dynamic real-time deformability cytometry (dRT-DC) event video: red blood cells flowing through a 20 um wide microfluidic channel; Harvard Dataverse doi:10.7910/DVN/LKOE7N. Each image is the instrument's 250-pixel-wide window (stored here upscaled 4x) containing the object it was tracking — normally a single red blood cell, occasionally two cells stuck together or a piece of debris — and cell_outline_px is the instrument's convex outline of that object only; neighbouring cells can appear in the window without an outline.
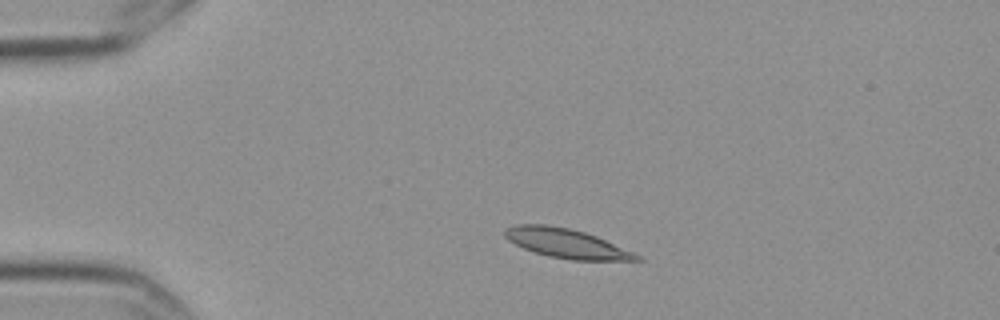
{"species": "Egyptian fruit bat (a non-hibernating species)", "species_latin": "Rousettus aegyptiacus", "temperature_condition": "cold", "stored_images_in_passage": 3, "camera_frame_rate_fps": 3000, "um_per_image_px": 0.085, "frame": {"image": 1, "passage_image": 1, "time_ms": 0.0, "image_size_px": [1000, 320], "cell_outline_px": [[644, 260], [572, 260], [548, 256], [524, 248], [508, 240], [504, 236], [504, 228], [516, 224], [544, 224], [568, 228], [584, 232], [596, 236], [632, 252], [640, 256]], "centroid_in_image_um": [48.09, 20.68], "position_along_channel_um": 36.9, "area_um2": 22.2}}
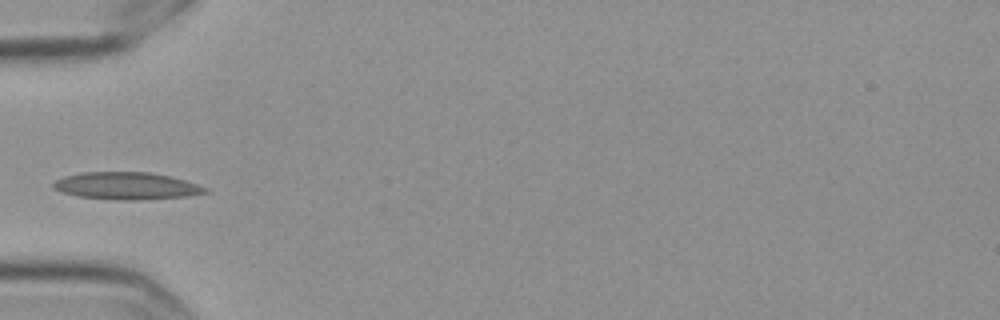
{"frame": {"image": 2, "passage_image": 3, "time_ms": 0.667, "image_size_px": [1000, 320], "cell_outline_px": [[208, 192], [188, 196], [136, 200], [124, 200], [76, 196], [52, 188], [52, 184], [56, 180], [64, 176], [80, 172], [148, 172], [168, 176], [184, 180], [208, 188]], "centroid_in_image_um": [10.73, 15.79], "position_along_channel_um": 74.3, "area_um2": 23.93}}